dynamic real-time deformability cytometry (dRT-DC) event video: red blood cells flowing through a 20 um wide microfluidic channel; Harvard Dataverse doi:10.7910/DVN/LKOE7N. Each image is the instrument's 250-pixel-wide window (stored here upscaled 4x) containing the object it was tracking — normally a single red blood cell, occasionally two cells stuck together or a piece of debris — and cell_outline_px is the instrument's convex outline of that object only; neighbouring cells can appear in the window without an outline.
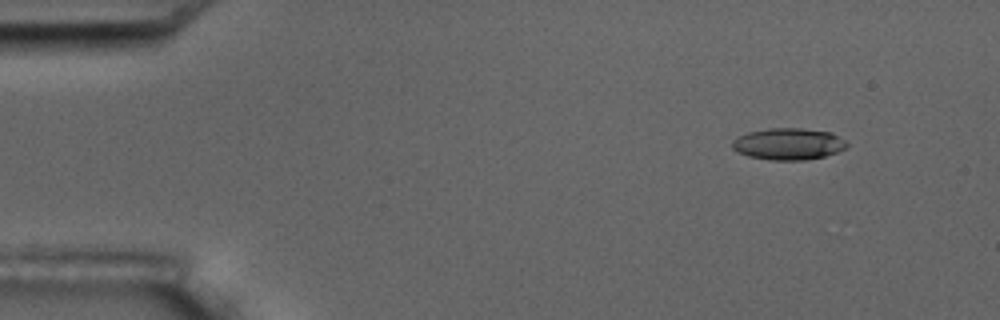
{"species": "common noctule bat (a hibernating species)", "species_latin": "Nyctalus noctula", "temperature_condition": "room temperature", "stored_images_in_passage": 5, "camera_frame_rate_fps": 3000, "um_per_image_px": 0.085, "animal": {"sex": "male", "body_mass_g": 17.5, "forearm_length_mm": 52.3}, "frame": {"image": 1, "passage_image": 2, "time_ms": 1.333, "image_size_px": [1000, 320], "cell_outline_px": [[848, 144], [844, 148], [836, 152], [824, 156], [804, 160], [772, 160], [748, 156], [736, 152], [732, 148], [732, 140], [748, 132], [768, 128], [800, 128], [832, 132], [844, 140]], "centroid_in_image_um": [66.98, 12.23], "position_along_channel_um": 18.0, "area_um2": 21.1}}